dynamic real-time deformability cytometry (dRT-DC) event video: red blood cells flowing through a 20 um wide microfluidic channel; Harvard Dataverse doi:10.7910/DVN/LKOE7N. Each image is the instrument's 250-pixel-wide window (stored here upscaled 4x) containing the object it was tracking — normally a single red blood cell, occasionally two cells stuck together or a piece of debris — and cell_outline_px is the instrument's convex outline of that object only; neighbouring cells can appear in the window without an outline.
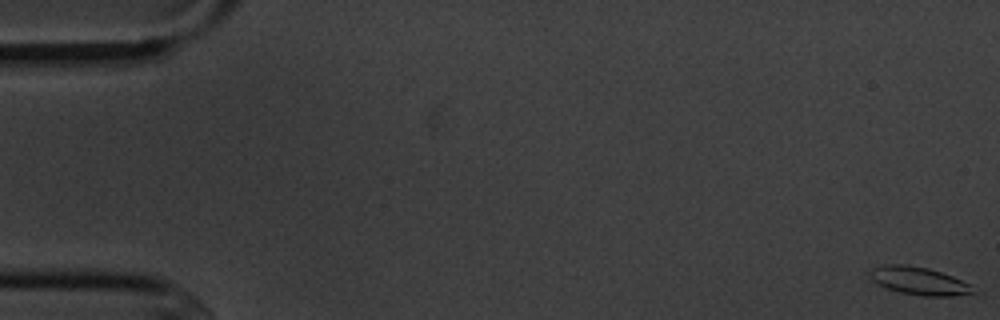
{"species": "common noctule bat (a hibernating species)", "species_latin": "Nyctalus noctula", "temperature_condition": "cold", "stored_images_in_passage": 5, "camera_frame_rate_fps": 3000, "um_per_image_px": 0.085, "animal": {"sex": "male", "body_mass_g": 20.1, "forearm_length_mm": 53.5}, "frame": {"image": 1, "passage_image": 1, "time_ms": 0.0, "image_size_px": [1000, 320], "cell_outline_px": [[976, 288], [972, 292], [952, 296], [924, 296], [900, 292], [888, 288], [872, 280], [868, 276], [868, 272], [872, 268], [884, 264], [908, 264], [928, 268], [952, 276], [972, 284]], "centroid_in_image_um": [78.1, 23.86], "position_along_channel_um": 6.9, "area_um2": 16.76}}
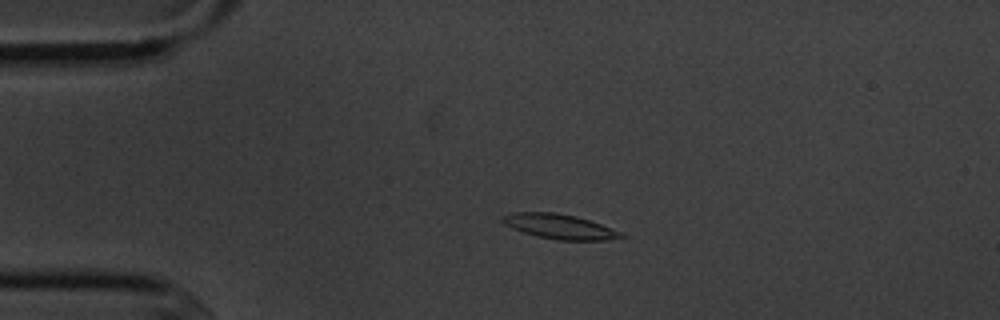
{"frame": {"image": 2, "passage_image": 4, "time_ms": 4.0, "image_size_px": [1000, 320], "cell_outline_px": [[628, 236], [604, 240], [556, 240], [536, 236], [512, 228], [504, 224], [500, 220], [500, 216], [512, 212], [556, 212], [576, 216], [600, 224], [620, 232]], "centroid_in_image_um": [47.5, 19.24], "position_along_channel_um": 37.5, "area_um2": 17.11}}